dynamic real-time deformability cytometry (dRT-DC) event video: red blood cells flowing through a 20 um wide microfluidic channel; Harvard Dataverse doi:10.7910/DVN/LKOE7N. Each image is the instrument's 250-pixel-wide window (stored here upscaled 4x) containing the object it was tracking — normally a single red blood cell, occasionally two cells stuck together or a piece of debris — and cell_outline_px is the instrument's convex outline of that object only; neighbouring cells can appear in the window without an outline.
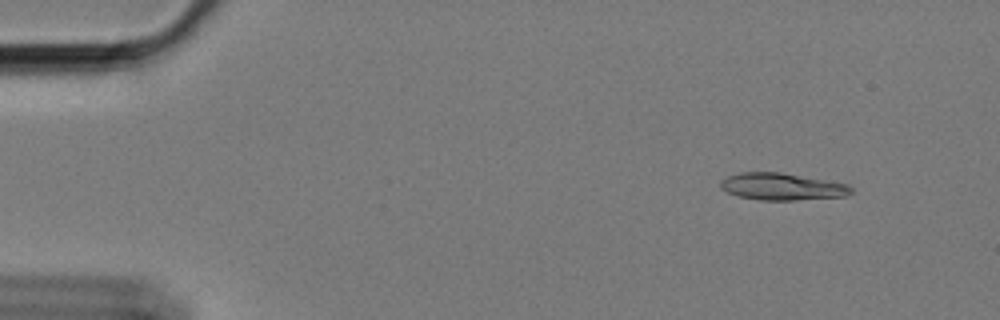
{"species": "Egyptian fruit bat (a non-hibernating species)", "species_latin": "Rousettus aegyptiacus", "temperature_condition": "cold", "stored_images_in_passage": 18, "camera_frame_rate_fps": 3000, "um_per_image_px": 0.085, "animal": {"sex": "female"}, "frame": {"image": 1, "passage_image": 6, "time_ms": 1.667, "image_size_px": [1000, 320], "cell_outline_px": [[852, 192], [848, 196], [796, 200], [760, 200], [740, 196], [728, 192], [720, 188], [720, 180], [728, 176], [740, 172], [776, 172], [848, 184], [852, 188]], "centroid_in_image_um": [66.46, 15.87], "position_along_channel_um": 18.5, "area_um2": 20.35}}